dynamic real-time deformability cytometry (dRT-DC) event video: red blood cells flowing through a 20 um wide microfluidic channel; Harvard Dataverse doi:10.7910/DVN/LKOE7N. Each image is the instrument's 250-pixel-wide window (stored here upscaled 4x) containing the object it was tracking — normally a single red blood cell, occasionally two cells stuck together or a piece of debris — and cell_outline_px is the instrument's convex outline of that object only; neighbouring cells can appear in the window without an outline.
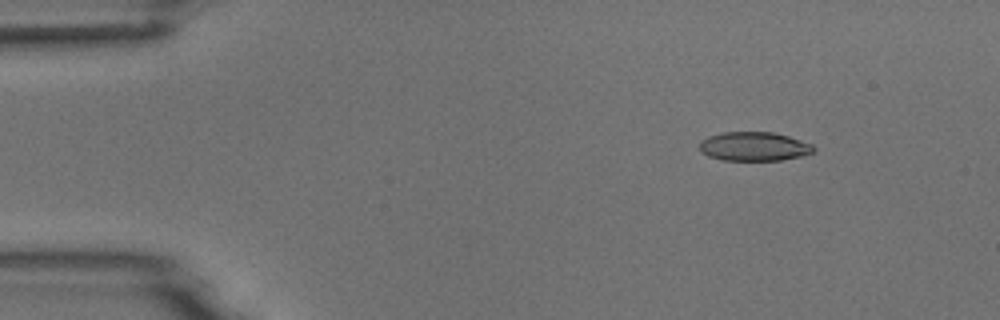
{"species": "common noctule bat (a hibernating species)", "species_latin": "Nyctalus noctula", "temperature_condition": "room temperature", "stored_images_in_passage": 7, "camera_frame_rate_fps": 3000, "um_per_image_px": 0.085, "animal": {"sex": "male", "body_mass_g": 18.8}, "frame": {"image": 1, "passage_image": 2, "time_ms": 1.333, "image_size_px": [1000, 320], "cell_outline_px": [[816, 148], [812, 152], [800, 156], [780, 160], [724, 160], [708, 156], [700, 148], [700, 140], [708, 136], [724, 132], [772, 132], [788, 136], [812, 144]], "centroid_in_image_um": [64.09, 12.44], "position_along_channel_um": 20.9, "area_um2": 19.07}}
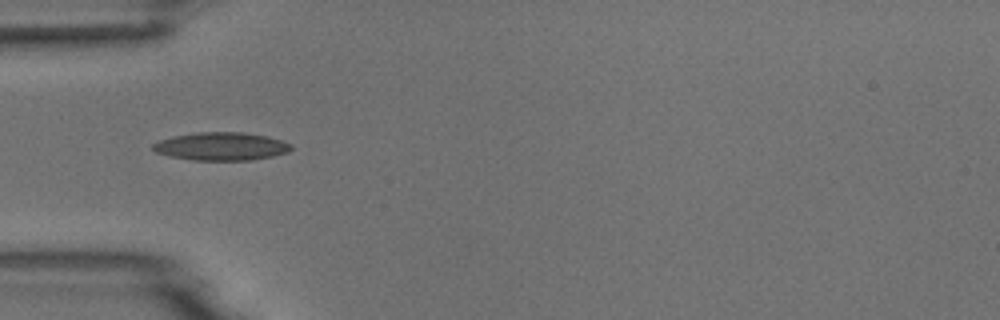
{"frame": {"image": 2, "passage_image": 5, "time_ms": 4.667, "image_size_px": [1000, 320], "cell_outline_px": [[292, 148], [288, 152], [272, 156], [252, 160], [192, 160], [168, 156], [156, 152], [152, 148], [152, 144], [160, 140], [172, 136], [196, 132], [244, 132], [268, 136], [292, 144]], "centroid_in_image_um": [18.8, 12.43], "position_along_channel_um": 66.2, "area_um2": 22.72}}